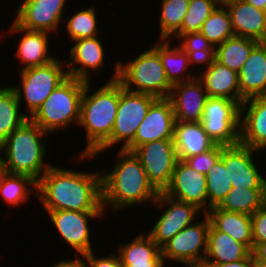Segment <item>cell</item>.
<instances>
[{"label":"cell","mask_w":266,"mask_h":267,"mask_svg":"<svg viewBox=\"0 0 266 267\" xmlns=\"http://www.w3.org/2000/svg\"><path fill=\"white\" fill-rule=\"evenodd\" d=\"M42 210L104 211L101 173L80 172L52 165L37 181Z\"/></svg>","instance_id":"cell-1"},{"label":"cell","mask_w":266,"mask_h":267,"mask_svg":"<svg viewBox=\"0 0 266 267\" xmlns=\"http://www.w3.org/2000/svg\"><path fill=\"white\" fill-rule=\"evenodd\" d=\"M115 166L109 173L101 174L102 206L109 205L113 212L123 208L154 203L159 192L149 182L140 160L129 152L120 149Z\"/></svg>","instance_id":"cell-2"},{"label":"cell","mask_w":266,"mask_h":267,"mask_svg":"<svg viewBox=\"0 0 266 267\" xmlns=\"http://www.w3.org/2000/svg\"><path fill=\"white\" fill-rule=\"evenodd\" d=\"M114 66L110 80L93 93L91 81L85 84L78 126L86 130L87 145L78 155H93L111 136L120 97L118 61Z\"/></svg>","instance_id":"cell-3"},{"label":"cell","mask_w":266,"mask_h":267,"mask_svg":"<svg viewBox=\"0 0 266 267\" xmlns=\"http://www.w3.org/2000/svg\"><path fill=\"white\" fill-rule=\"evenodd\" d=\"M48 135L37 124L27 119L15 129L0 146V160L8 173L24 174L38 181L52 166L45 161L46 141Z\"/></svg>","instance_id":"cell-4"},{"label":"cell","mask_w":266,"mask_h":267,"mask_svg":"<svg viewBox=\"0 0 266 267\" xmlns=\"http://www.w3.org/2000/svg\"><path fill=\"white\" fill-rule=\"evenodd\" d=\"M117 80L128 91L168 98L173 85L160 60L159 41L129 62L118 60Z\"/></svg>","instance_id":"cell-5"},{"label":"cell","mask_w":266,"mask_h":267,"mask_svg":"<svg viewBox=\"0 0 266 267\" xmlns=\"http://www.w3.org/2000/svg\"><path fill=\"white\" fill-rule=\"evenodd\" d=\"M85 84L86 81L68 77L52 91L29 119L48 134H54L74 123L78 125Z\"/></svg>","instance_id":"cell-6"},{"label":"cell","mask_w":266,"mask_h":267,"mask_svg":"<svg viewBox=\"0 0 266 267\" xmlns=\"http://www.w3.org/2000/svg\"><path fill=\"white\" fill-rule=\"evenodd\" d=\"M156 99L148 94L128 91L120 83L118 110L110 138L93 155H78V160L95 158L99 153L112 149L117 143L123 142L120 149L124 150L134 140L139 125Z\"/></svg>","instance_id":"cell-7"},{"label":"cell","mask_w":266,"mask_h":267,"mask_svg":"<svg viewBox=\"0 0 266 267\" xmlns=\"http://www.w3.org/2000/svg\"><path fill=\"white\" fill-rule=\"evenodd\" d=\"M66 62L57 57L52 62L37 67L19 70L21 86H10L16 93L18 102L25 101L28 118L43 104L47 97L68 78Z\"/></svg>","instance_id":"cell-8"},{"label":"cell","mask_w":266,"mask_h":267,"mask_svg":"<svg viewBox=\"0 0 266 267\" xmlns=\"http://www.w3.org/2000/svg\"><path fill=\"white\" fill-rule=\"evenodd\" d=\"M201 124L216 144L223 146L239 144L240 105L226 98L209 97Z\"/></svg>","instance_id":"cell-9"},{"label":"cell","mask_w":266,"mask_h":267,"mask_svg":"<svg viewBox=\"0 0 266 267\" xmlns=\"http://www.w3.org/2000/svg\"><path fill=\"white\" fill-rule=\"evenodd\" d=\"M133 153L140 160L149 182L158 192H164L171 182L178 162L173 139L145 143Z\"/></svg>","instance_id":"cell-10"},{"label":"cell","mask_w":266,"mask_h":267,"mask_svg":"<svg viewBox=\"0 0 266 267\" xmlns=\"http://www.w3.org/2000/svg\"><path fill=\"white\" fill-rule=\"evenodd\" d=\"M201 221L187 226L161 247L165 263L168 260L181 263H202L207 250V234L210 220L206 214Z\"/></svg>","instance_id":"cell-11"},{"label":"cell","mask_w":266,"mask_h":267,"mask_svg":"<svg viewBox=\"0 0 266 267\" xmlns=\"http://www.w3.org/2000/svg\"><path fill=\"white\" fill-rule=\"evenodd\" d=\"M151 205L166 208L148 232L160 248L179 231L193 224L197 214L202 212L195 205L171 198L164 192H159Z\"/></svg>","instance_id":"cell-12"},{"label":"cell","mask_w":266,"mask_h":267,"mask_svg":"<svg viewBox=\"0 0 266 267\" xmlns=\"http://www.w3.org/2000/svg\"><path fill=\"white\" fill-rule=\"evenodd\" d=\"M46 212L60 236L70 248L75 250L76 257L93 251L89 222L91 219L103 218L102 216L106 215L104 211L53 210Z\"/></svg>","instance_id":"cell-13"},{"label":"cell","mask_w":266,"mask_h":267,"mask_svg":"<svg viewBox=\"0 0 266 267\" xmlns=\"http://www.w3.org/2000/svg\"><path fill=\"white\" fill-rule=\"evenodd\" d=\"M175 116L169 98H157L139 125L134 140L124 149L133 152L137 147L156 140L173 139Z\"/></svg>","instance_id":"cell-14"},{"label":"cell","mask_w":266,"mask_h":267,"mask_svg":"<svg viewBox=\"0 0 266 267\" xmlns=\"http://www.w3.org/2000/svg\"><path fill=\"white\" fill-rule=\"evenodd\" d=\"M67 0H24L17 9L14 22L27 30L58 33L63 23Z\"/></svg>","instance_id":"cell-15"},{"label":"cell","mask_w":266,"mask_h":267,"mask_svg":"<svg viewBox=\"0 0 266 267\" xmlns=\"http://www.w3.org/2000/svg\"><path fill=\"white\" fill-rule=\"evenodd\" d=\"M257 150L242 144L223 146L221 159L230 176L232 187L264 188L265 177L261 174L260 166L254 161Z\"/></svg>","instance_id":"cell-16"},{"label":"cell","mask_w":266,"mask_h":267,"mask_svg":"<svg viewBox=\"0 0 266 267\" xmlns=\"http://www.w3.org/2000/svg\"><path fill=\"white\" fill-rule=\"evenodd\" d=\"M164 193L174 199L195 205L202 214L209 211L206 177L178 160L169 186Z\"/></svg>","instance_id":"cell-17"},{"label":"cell","mask_w":266,"mask_h":267,"mask_svg":"<svg viewBox=\"0 0 266 267\" xmlns=\"http://www.w3.org/2000/svg\"><path fill=\"white\" fill-rule=\"evenodd\" d=\"M173 105L176 121L201 122L208 94L198 78L172 86L168 97Z\"/></svg>","instance_id":"cell-18"},{"label":"cell","mask_w":266,"mask_h":267,"mask_svg":"<svg viewBox=\"0 0 266 267\" xmlns=\"http://www.w3.org/2000/svg\"><path fill=\"white\" fill-rule=\"evenodd\" d=\"M239 143L257 151H265L266 95L246 99L241 104Z\"/></svg>","instance_id":"cell-19"},{"label":"cell","mask_w":266,"mask_h":267,"mask_svg":"<svg viewBox=\"0 0 266 267\" xmlns=\"http://www.w3.org/2000/svg\"><path fill=\"white\" fill-rule=\"evenodd\" d=\"M102 41L98 36L72 41L69 62L65 61L68 77L89 82V71L95 73L103 68L105 49Z\"/></svg>","instance_id":"cell-20"},{"label":"cell","mask_w":266,"mask_h":267,"mask_svg":"<svg viewBox=\"0 0 266 267\" xmlns=\"http://www.w3.org/2000/svg\"><path fill=\"white\" fill-rule=\"evenodd\" d=\"M9 32L14 34H23L20 36L19 43L15 57L20 60L24 66L20 70L46 65L57 57L49 54V32L27 30L18 26L14 21L12 22Z\"/></svg>","instance_id":"cell-21"},{"label":"cell","mask_w":266,"mask_h":267,"mask_svg":"<svg viewBox=\"0 0 266 267\" xmlns=\"http://www.w3.org/2000/svg\"><path fill=\"white\" fill-rule=\"evenodd\" d=\"M241 104L249 98L266 95V45L259 42L238 72Z\"/></svg>","instance_id":"cell-22"},{"label":"cell","mask_w":266,"mask_h":267,"mask_svg":"<svg viewBox=\"0 0 266 267\" xmlns=\"http://www.w3.org/2000/svg\"><path fill=\"white\" fill-rule=\"evenodd\" d=\"M226 8L236 36L264 42L266 39L265 11L259 10L243 0L229 3Z\"/></svg>","instance_id":"cell-23"},{"label":"cell","mask_w":266,"mask_h":267,"mask_svg":"<svg viewBox=\"0 0 266 267\" xmlns=\"http://www.w3.org/2000/svg\"><path fill=\"white\" fill-rule=\"evenodd\" d=\"M173 142L178 160L211 150L216 143L204 130L201 122L176 121Z\"/></svg>","instance_id":"cell-24"},{"label":"cell","mask_w":266,"mask_h":267,"mask_svg":"<svg viewBox=\"0 0 266 267\" xmlns=\"http://www.w3.org/2000/svg\"><path fill=\"white\" fill-rule=\"evenodd\" d=\"M203 71V72H202ZM198 72L208 97L226 98L241 106L238 73L214 61L207 69Z\"/></svg>","instance_id":"cell-25"},{"label":"cell","mask_w":266,"mask_h":267,"mask_svg":"<svg viewBox=\"0 0 266 267\" xmlns=\"http://www.w3.org/2000/svg\"><path fill=\"white\" fill-rule=\"evenodd\" d=\"M251 251L229 234L216 230L211 224L207 234V250L204 263L211 267L216 264L235 262L246 258Z\"/></svg>","instance_id":"cell-26"},{"label":"cell","mask_w":266,"mask_h":267,"mask_svg":"<svg viewBox=\"0 0 266 267\" xmlns=\"http://www.w3.org/2000/svg\"><path fill=\"white\" fill-rule=\"evenodd\" d=\"M206 215L210 224L219 231L229 234L243 243L250 251L253 249L252 220L248 214L228 212L218 207L211 208Z\"/></svg>","instance_id":"cell-27"},{"label":"cell","mask_w":266,"mask_h":267,"mask_svg":"<svg viewBox=\"0 0 266 267\" xmlns=\"http://www.w3.org/2000/svg\"><path fill=\"white\" fill-rule=\"evenodd\" d=\"M170 39L159 40V56L168 81L174 85L196 78L191 75L188 54L179 46L172 47ZM187 73V74H186Z\"/></svg>","instance_id":"cell-28"},{"label":"cell","mask_w":266,"mask_h":267,"mask_svg":"<svg viewBox=\"0 0 266 267\" xmlns=\"http://www.w3.org/2000/svg\"><path fill=\"white\" fill-rule=\"evenodd\" d=\"M259 42L242 36H233L215 47V61L237 73Z\"/></svg>","instance_id":"cell-29"},{"label":"cell","mask_w":266,"mask_h":267,"mask_svg":"<svg viewBox=\"0 0 266 267\" xmlns=\"http://www.w3.org/2000/svg\"><path fill=\"white\" fill-rule=\"evenodd\" d=\"M121 265L140 263L147 261H164L161 248L153 241L147 233H140L133 240L118 247Z\"/></svg>","instance_id":"cell-30"},{"label":"cell","mask_w":266,"mask_h":267,"mask_svg":"<svg viewBox=\"0 0 266 267\" xmlns=\"http://www.w3.org/2000/svg\"><path fill=\"white\" fill-rule=\"evenodd\" d=\"M21 107L11 87H0V146L15 129L29 119Z\"/></svg>","instance_id":"cell-31"},{"label":"cell","mask_w":266,"mask_h":267,"mask_svg":"<svg viewBox=\"0 0 266 267\" xmlns=\"http://www.w3.org/2000/svg\"><path fill=\"white\" fill-rule=\"evenodd\" d=\"M264 205V188L246 189L232 187L218 208L228 212H240L251 216Z\"/></svg>","instance_id":"cell-32"},{"label":"cell","mask_w":266,"mask_h":267,"mask_svg":"<svg viewBox=\"0 0 266 267\" xmlns=\"http://www.w3.org/2000/svg\"><path fill=\"white\" fill-rule=\"evenodd\" d=\"M33 192H37V181L24 174L7 173L0 187L4 203L14 207L25 203Z\"/></svg>","instance_id":"cell-33"},{"label":"cell","mask_w":266,"mask_h":267,"mask_svg":"<svg viewBox=\"0 0 266 267\" xmlns=\"http://www.w3.org/2000/svg\"><path fill=\"white\" fill-rule=\"evenodd\" d=\"M178 40H181L178 45L188 54L190 66L202 64L205 70L215 61V47L202 33L182 34Z\"/></svg>","instance_id":"cell-34"},{"label":"cell","mask_w":266,"mask_h":267,"mask_svg":"<svg viewBox=\"0 0 266 267\" xmlns=\"http://www.w3.org/2000/svg\"><path fill=\"white\" fill-rule=\"evenodd\" d=\"M214 46L217 47L226 39L235 36L230 14L226 6H217L201 26L199 31Z\"/></svg>","instance_id":"cell-35"},{"label":"cell","mask_w":266,"mask_h":267,"mask_svg":"<svg viewBox=\"0 0 266 267\" xmlns=\"http://www.w3.org/2000/svg\"><path fill=\"white\" fill-rule=\"evenodd\" d=\"M189 2L190 0H162L159 39H172L181 29Z\"/></svg>","instance_id":"cell-36"},{"label":"cell","mask_w":266,"mask_h":267,"mask_svg":"<svg viewBox=\"0 0 266 267\" xmlns=\"http://www.w3.org/2000/svg\"><path fill=\"white\" fill-rule=\"evenodd\" d=\"M209 210L218 207L232 189L230 176L223 160L220 158L205 175Z\"/></svg>","instance_id":"cell-37"},{"label":"cell","mask_w":266,"mask_h":267,"mask_svg":"<svg viewBox=\"0 0 266 267\" xmlns=\"http://www.w3.org/2000/svg\"><path fill=\"white\" fill-rule=\"evenodd\" d=\"M96 16V9L89 7L82 9L77 13L71 15L64 23L69 39L75 41L85 38H91L99 35L98 21Z\"/></svg>","instance_id":"cell-38"},{"label":"cell","mask_w":266,"mask_h":267,"mask_svg":"<svg viewBox=\"0 0 266 267\" xmlns=\"http://www.w3.org/2000/svg\"><path fill=\"white\" fill-rule=\"evenodd\" d=\"M217 6L215 0H190L182 27L174 37L178 39L182 34L199 32Z\"/></svg>","instance_id":"cell-39"},{"label":"cell","mask_w":266,"mask_h":267,"mask_svg":"<svg viewBox=\"0 0 266 267\" xmlns=\"http://www.w3.org/2000/svg\"><path fill=\"white\" fill-rule=\"evenodd\" d=\"M223 145L216 144L211 150L186 158V162L191 168L206 175L209 169L221 158Z\"/></svg>","instance_id":"cell-40"},{"label":"cell","mask_w":266,"mask_h":267,"mask_svg":"<svg viewBox=\"0 0 266 267\" xmlns=\"http://www.w3.org/2000/svg\"><path fill=\"white\" fill-rule=\"evenodd\" d=\"M253 247L266 241V205L256 210L251 215Z\"/></svg>","instance_id":"cell-41"},{"label":"cell","mask_w":266,"mask_h":267,"mask_svg":"<svg viewBox=\"0 0 266 267\" xmlns=\"http://www.w3.org/2000/svg\"><path fill=\"white\" fill-rule=\"evenodd\" d=\"M88 267H122L119 256L111 253L110 256L96 257L93 251L81 256Z\"/></svg>","instance_id":"cell-42"},{"label":"cell","mask_w":266,"mask_h":267,"mask_svg":"<svg viewBox=\"0 0 266 267\" xmlns=\"http://www.w3.org/2000/svg\"><path fill=\"white\" fill-rule=\"evenodd\" d=\"M214 267H254V258L250 253L246 258L235 262L216 264Z\"/></svg>","instance_id":"cell-43"},{"label":"cell","mask_w":266,"mask_h":267,"mask_svg":"<svg viewBox=\"0 0 266 267\" xmlns=\"http://www.w3.org/2000/svg\"><path fill=\"white\" fill-rule=\"evenodd\" d=\"M52 267H88L85 260L81 257L75 259H63L55 263Z\"/></svg>","instance_id":"cell-44"},{"label":"cell","mask_w":266,"mask_h":267,"mask_svg":"<svg viewBox=\"0 0 266 267\" xmlns=\"http://www.w3.org/2000/svg\"><path fill=\"white\" fill-rule=\"evenodd\" d=\"M251 253L254 260L266 263V241L256 244Z\"/></svg>","instance_id":"cell-45"},{"label":"cell","mask_w":266,"mask_h":267,"mask_svg":"<svg viewBox=\"0 0 266 267\" xmlns=\"http://www.w3.org/2000/svg\"><path fill=\"white\" fill-rule=\"evenodd\" d=\"M164 261H147L140 263H131L130 265H122V267H164Z\"/></svg>","instance_id":"cell-46"},{"label":"cell","mask_w":266,"mask_h":267,"mask_svg":"<svg viewBox=\"0 0 266 267\" xmlns=\"http://www.w3.org/2000/svg\"><path fill=\"white\" fill-rule=\"evenodd\" d=\"M243 1L253 5L259 10H262V11L266 10V0H243Z\"/></svg>","instance_id":"cell-47"},{"label":"cell","mask_w":266,"mask_h":267,"mask_svg":"<svg viewBox=\"0 0 266 267\" xmlns=\"http://www.w3.org/2000/svg\"><path fill=\"white\" fill-rule=\"evenodd\" d=\"M7 173H8L7 169L5 168L4 164L0 160V187H1L3 179Z\"/></svg>","instance_id":"cell-48"},{"label":"cell","mask_w":266,"mask_h":267,"mask_svg":"<svg viewBox=\"0 0 266 267\" xmlns=\"http://www.w3.org/2000/svg\"><path fill=\"white\" fill-rule=\"evenodd\" d=\"M185 267H211L208 264L202 262V263H188V264H183Z\"/></svg>","instance_id":"cell-49"},{"label":"cell","mask_w":266,"mask_h":267,"mask_svg":"<svg viewBox=\"0 0 266 267\" xmlns=\"http://www.w3.org/2000/svg\"><path fill=\"white\" fill-rule=\"evenodd\" d=\"M218 6H226L229 3L235 2L237 0H215Z\"/></svg>","instance_id":"cell-50"},{"label":"cell","mask_w":266,"mask_h":267,"mask_svg":"<svg viewBox=\"0 0 266 267\" xmlns=\"http://www.w3.org/2000/svg\"><path fill=\"white\" fill-rule=\"evenodd\" d=\"M254 267H266V263L254 260Z\"/></svg>","instance_id":"cell-51"},{"label":"cell","mask_w":266,"mask_h":267,"mask_svg":"<svg viewBox=\"0 0 266 267\" xmlns=\"http://www.w3.org/2000/svg\"><path fill=\"white\" fill-rule=\"evenodd\" d=\"M264 194H265V205H266V178H265V185H264Z\"/></svg>","instance_id":"cell-52"}]
</instances>
